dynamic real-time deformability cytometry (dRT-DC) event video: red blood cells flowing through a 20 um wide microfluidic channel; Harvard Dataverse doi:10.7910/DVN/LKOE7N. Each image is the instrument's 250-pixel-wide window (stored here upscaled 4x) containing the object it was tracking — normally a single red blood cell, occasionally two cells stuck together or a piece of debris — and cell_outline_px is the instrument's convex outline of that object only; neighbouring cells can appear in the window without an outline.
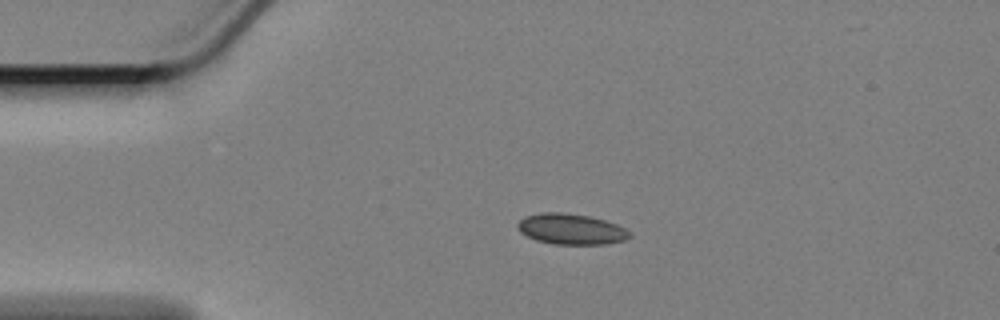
{"species": "Egyptian fruit bat (a non-hibernating species)", "species_latin": "Rousettus aegyptiacus", "temperature_condition": "cold", "stored_images_in_passage": 47, "camera_frame_rate_fps": 3000, "um_per_image_px": 0.085, "animal": {"sex": "female"}, "frame": {"image": 1, "passage_image": 1, "time_ms": 0.0, "image_size_px": [1000, 320], "cell_outline_px": [[632, 236], [624, 240], [604, 244], [552, 244], [536, 240], [520, 232], [516, 228], [516, 224], [524, 216], [540, 212], [564, 212], [588, 216], [604, 220], [616, 224], [632, 232]], "centroid_in_image_um": [48.52, 19.47], "position_along_channel_um": 36.5, "area_um2": 20.17}}
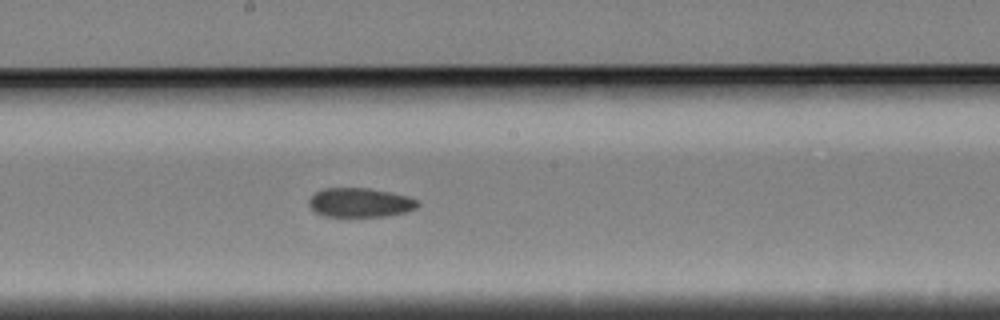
{"frame": {"image": 2, "passage_image": 20, "time_ms": 6.333, "image_size_px": [1000, 320], "cell_outline_px": [[420, 204], [416, 208], [408, 212], [388, 216], [324, 216], [316, 212], [308, 204], [308, 200], [316, 192], [324, 188], [368, 188], [408, 196], [416, 200]], "centroid_in_image_um": [30.62, 17.22], "position_along_channel_um": 217.6, "area_um2": 18.44}}
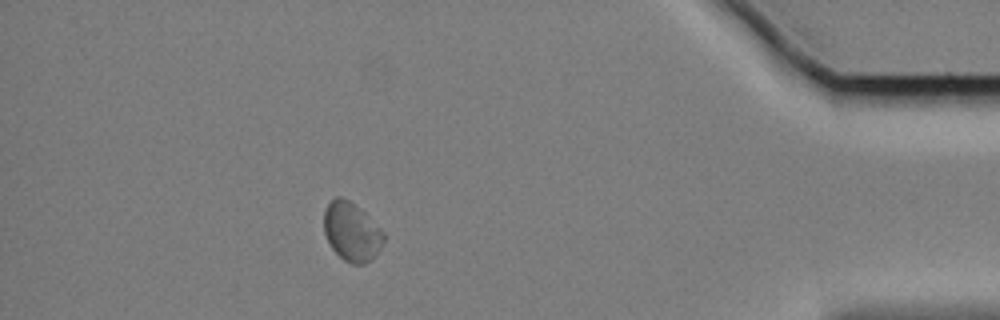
{"frame": {"image": 3, "passage_image": 41, "time_ms": 13.333, "image_size_px": [1000, 320], "cell_outline_px": [[384, 240], [376, 256], [372, 260], [364, 264], [352, 264], [344, 260], [332, 248], [324, 232], [324, 212], [328, 204], [336, 196], [340, 196], [348, 200], [360, 208], [384, 232]], "centroid_in_image_um": [29.9, 19.71], "position_along_channel_um": 405.3, "area_um2": 20.35}}